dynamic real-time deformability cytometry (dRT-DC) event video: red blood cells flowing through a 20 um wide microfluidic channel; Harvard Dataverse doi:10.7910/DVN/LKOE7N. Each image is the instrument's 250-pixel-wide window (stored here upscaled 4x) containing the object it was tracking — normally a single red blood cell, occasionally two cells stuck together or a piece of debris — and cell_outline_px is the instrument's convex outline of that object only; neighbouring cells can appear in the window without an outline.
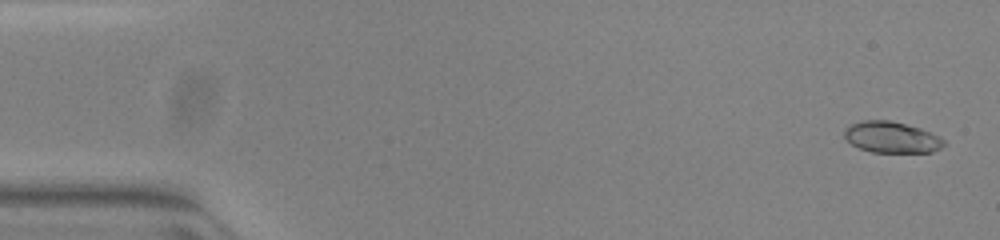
{"species": "common noctule bat (a hibernating species)", "species_latin": "Nyctalus noctula", "temperature_condition": "warm", "stored_images_in_passage": 53, "camera_frame_rate_fps": 3000, "um_per_image_px": 0.085, "animal": {"sex": "female", "body_mass_g": 23.0, "forearm_length_mm": 53.4}, "frame": {"image": 1, "passage_image": 2, "time_ms": 0.333, "image_size_px": [1000, 240], "cell_outline_px": [[944, 144], [940, 148], [932, 152], [872, 152], [860, 148], [852, 144], [844, 136], [844, 128], [848, 124], [864, 120], [888, 120], [920, 128], [940, 136], [944, 140]], "centroid_in_image_um": [75.76, 11.66], "position_along_channel_um": 9.2, "area_um2": 18.03}}
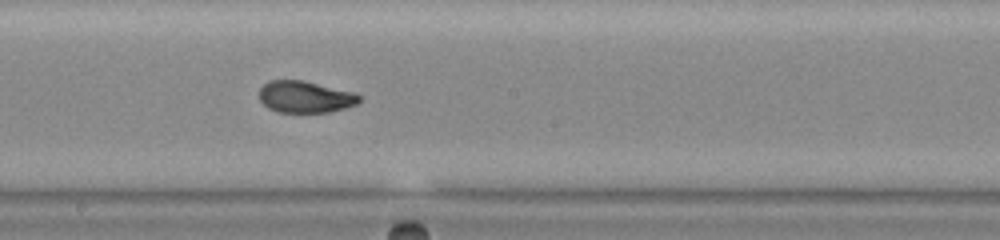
{"frame": {"image": 2, "passage_image": 29, "time_ms": 9.333, "image_size_px": [1000, 240], "cell_outline_px": [[360, 100], [356, 104], [344, 108], [328, 112], [276, 112], [268, 108], [260, 100], [260, 88], [268, 80], [304, 80], [356, 92], [360, 96]], "centroid_in_image_um": [25.94, 8.22], "position_along_channel_um": 222.3, "area_um2": 18.61}}
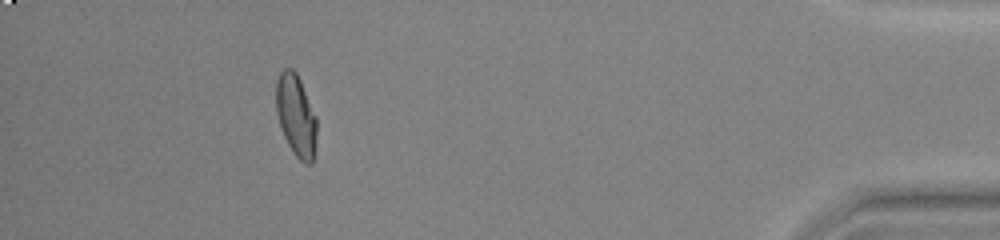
{"frame": {"image": 3, "passage_image": 48, "time_ms": 15.667, "image_size_px": [1000, 240], "cell_outline_px": [[316, 140], [312, 164], [304, 164], [292, 152], [280, 128], [276, 112], [276, 80], [280, 72], [284, 68], [292, 68], [296, 72], [300, 80], [316, 116]], "centroid_in_image_um": [25.15, 9.82], "position_along_channel_um": 410.1, "area_um2": 19.48}, "authors_computed_cell_mechanics": {"area_um2": 18.8428, "velocity_mm_per_s": 3.9089, "shape_relaxation_time_tau1_ms": 3.5669, "shape_relaxation_time_tau2_ms": 0.8278, "deformation_change_tau1": 0.1849, "deformation_change_tau2": 0.0598}}